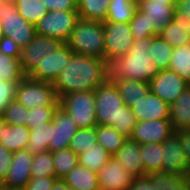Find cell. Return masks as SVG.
<instances>
[{
	"instance_id": "cell-1",
	"label": "cell",
	"mask_w": 190,
	"mask_h": 190,
	"mask_svg": "<svg viewBox=\"0 0 190 190\" xmlns=\"http://www.w3.org/2000/svg\"><path fill=\"white\" fill-rule=\"evenodd\" d=\"M109 78V64L101 58L73 53L55 82L59 99L66 94L95 91Z\"/></svg>"
},
{
	"instance_id": "cell-2",
	"label": "cell",
	"mask_w": 190,
	"mask_h": 190,
	"mask_svg": "<svg viewBox=\"0 0 190 190\" xmlns=\"http://www.w3.org/2000/svg\"><path fill=\"white\" fill-rule=\"evenodd\" d=\"M94 92L97 125L114 127L130 138L137 120L132 109L124 104L115 82L108 78Z\"/></svg>"
},
{
	"instance_id": "cell-3",
	"label": "cell",
	"mask_w": 190,
	"mask_h": 190,
	"mask_svg": "<svg viewBox=\"0 0 190 190\" xmlns=\"http://www.w3.org/2000/svg\"><path fill=\"white\" fill-rule=\"evenodd\" d=\"M152 37L133 41L128 53L109 64V78L135 79L149 83L159 69L149 57Z\"/></svg>"
},
{
	"instance_id": "cell-4",
	"label": "cell",
	"mask_w": 190,
	"mask_h": 190,
	"mask_svg": "<svg viewBox=\"0 0 190 190\" xmlns=\"http://www.w3.org/2000/svg\"><path fill=\"white\" fill-rule=\"evenodd\" d=\"M103 22L79 17L65 42L77 54L106 60Z\"/></svg>"
},
{
	"instance_id": "cell-5",
	"label": "cell",
	"mask_w": 190,
	"mask_h": 190,
	"mask_svg": "<svg viewBox=\"0 0 190 190\" xmlns=\"http://www.w3.org/2000/svg\"><path fill=\"white\" fill-rule=\"evenodd\" d=\"M0 26L4 36L11 38L22 48L36 36L35 25L19 14L14 0L0 1Z\"/></svg>"
},
{
	"instance_id": "cell-6",
	"label": "cell",
	"mask_w": 190,
	"mask_h": 190,
	"mask_svg": "<svg viewBox=\"0 0 190 190\" xmlns=\"http://www.w3.org/2000/svg\"><path fill=\"white\" fill-rule=\"evenodd\" d=\"M15 99L27 109L38 106H59V97L52 83L25 76L16 85Z\"/></svg>"
},
{
	"instance_id": "cell-7",
	"label": "cell",
	"mask_w": 190,
	"mask_h": 190,
	"mask_svg": "<svg viewBox=\"0 0 190 190\" xmlns=\"http://www.w3.org/2000/svg\"><path fill=\"white\" fill-rule=\"evenodd\" d=\"M59 107L71 117L78 128L97 126L94 91L74 92L63 95L60 98Z\"/></svg>"
},
{
	"instance_id": "cell-8",
	"label": "cell",
	"mask_w": 190,
	"mask_h": 190,
	"mask_svg": "<svg viewBox=\"0 0 190 190\" xmlns=\"http://www.w3.org/2000/svg\"><path fill=\"white\" fill-rule=\"evenodd\" d=\"M79 18L77 10L49 11L35 24L36 35L67 41Z\"/></svg>"
},
{
	"instance_id": "cell-9",
	"label": "cell",
	"mask_w": 190,
	"mask_h": 190,
	"mask_svg": "<svg viewBox=\"0 0 190 190\" xmlns=\"http://www.w3.org/2000/svg\"><path fill=\"white\" fill-rule=\"evenodd\" d=\"M106 61L108 64L128 53L133 36L129 23L103 22Z\"/></svg>"
},
{
	"instance_id": "cell-10",
	"label": "cell",
	"mask_w": 190,
	"mask_h": 190,
	"mask_svg": "<svg viewBox=\"0 0 190 190\" xmlns=\"http://www.w3.org/2000/svg\"><path fill=\"white\" fill-rule=\"evenodd\" d=\"M62 44L61 40L36 35L31 43L21 50L19 59L22 72L28 76L47 54L55 52Z\"/></svg>"
},
{
	"instance_id": "cell-11",
	"label": "cell",
	"mask_w": 190,
	"mask_h": 190,
	"mask_svg": "<svg viewBox=\"0 0 190 190\" xmlns=\"http://www.w3.org/2000/svg\"><path fill=\"white\" fill-rule=\"evenodd\" d=\"M189 85L177 73L168 69L159 70L149 81L150 92L169 105L173 104Z\"/></svg>"
},
{
	"instance_id": "cell-12",
	"label": "cell",
	"mask_w": 190,
	"mask_h": 190,
	"mask_svg": "<svg viewBox=\"0 0 190 190\" xmlns=\"http://www.w3.org/2000/svg\"><path fill=\"white\" fill-rule=\"evenodd\" d=\"M74 52L63 43L55 52L47 54L40 64L28 75L33 79L54 83L59 73L65 69Z\"/></svg>"
},
{
	"instance_id": "cell-13",
	"label": "cell",
	"mask_w": 190,
	"mask_h": 190,
	"mask_svg": "<svg viewBox=\"0 0 190 190\" xmlns=\"http://www.w3.org/2000/svg\"><path fill=\"white\" fill-rule=\"evenodd\" d=\"M100 190H127L135 179L113 156L97 171Z\"/></svg>"
},
{
	"instance_id": "cell-14",
	"label": "cell",
	"mask_w": 190,
	"mask_h": 190,
	"mask_svg": "<svg viewBox=\"0 0 190 190\" xmlns=\"http://www.w3.org/2000/svg\"><path fill=\"white\" fill-rule=\"evenodd\" d=\"M34 155L27 149L13 153L12 164L5 179L1 182L6 188L24 189L31 180Z\"/></svg>"
},
{
	"instance_id": "cell-15",
	"label": "cell",
	"mask_w": 190,
	"mask_h": 190,
	"mask_svg": "<svg viewBox=\"0 0 190 190\" xmlns=\"http://www.w3.org/2000/svg\"><path fill=\"white\" fill-rule=\"evenodd\" d=\"M174 134L170 120H147L137 122L129 139L139 143H163Z\"/></svg>"
},
{
	"instance_id": "cell-16",
	"label": "cell",
	"mask_w": 190,
	"mask_h": 190,
	"mask_svg": "<svg viewBox=\"0 0 190 190\" xmlns=\"http://www.w3.org/2000/svg\"><path fill=\"white\" fill-rule=\"evenodd\" d=\"M79 128L71 117L60 107L55 111L51 121V139L49 151L68 148L71 138Z\"/></svg>"
},
{
	"instance_id": "cell-17",
	"label": "cell",
	"mask_w": 190,
	"mask_h": 190,
	"mask_svg": "<svg viewBox=\"0 0 190 190\" xmlns=\"http://www.w3.org/2000/svg\"><path fill=\"white\" fill-rule=\"evenodd\" d=\"M162 171L179 176H187L190 166L187 163L183 147L174 133L163 143Z\"/></svg>"
},
{
	"instance_id": "cell-18",
	"label": "cell",
	"mask_w": 190,
	"mask_h": 190,
	"mask_svg": "<svg viewBox=\"0 0 190 190\" xmlns=\"http://www.w3.org/2000/svg\"><path fill=\"white\" fill-rule=\"evenodd\" d=\"M132 112L137 122L169 120V104L151 92L139 102L134 103Z\"/></svg>"
},
{
	"instance_id": "cell-19",
	"label": "cell",
	"mask_w": 190,
	"mask_h": 190,
	"mask_svg": "<svg viewBox=\"0 0 190 190\" xmlns=\"http://www.w3.org/2000/svg\"><path fill=\"white\" fill-rule=\"evenodd\" d=\"M176 4H164L155 0H141L138 9L151 21L156 24V35L173 20Z\"/></svg>"
},
{
	"instance_id": "cell-20",
	"label": "cell",
	"mask_w": 190,
	"mask_h": 190,
	"mask_svg": "<svg viewBox=\"0 0 190 190\" xmlns=\"http://www.w3.org/2000/svg\"><path fill=\"white\" fill-rule=\"evenodd\" d=\"M112 156L119 163H122L134 177L146 176L139 143L128 138Z\"/></svg>"
},
{
	"instance_id": "cell-21",
	"label": "cell",
	"mask_w": 190,
	"mask_h": 190,
	"mask_svg": "<svg viewBox=\"0 0 190 190\" xmlns=\"http://www.w3.org/2000/svg\"><path fill=\"white\" fill-rule=\"evenodd\" d=\"M118 86L120 96L124 104L131 109L134 103L139 102L150 93L149 83L141 80H125L122 78H110Z\"/></svg>"
},
{
	"instance_id": "cell-22",
	"label": "cell",
	"mask_w": 190,
	"mask_h": 190,
	"mask_svg": "<svg viewBox=\"0 0 190 190\" xmlns=\"http://www.w3.org/2000/svg\"><path fill=\"white\" fill-rule=\"evenodd\" d=\"M188 28L189 20L175 13L173 20L158 35L173 47H180L190 43Z\"/></svg>"
},
{
	"instance_id": "cell-23",
	"label": "cell",
	"mask_w": 190,
	"mask_h": 190,
	"mask_svg": "<svg viewBox=\"0 0 190 190\" xmlns=\"http://www.w3.org/2000/svg\"><path fill=\"white\" fill-rule=\"evenodd\" d=\"M30 129L24 125L4 124L1 130L0 144L14 153L26 149L29 142Z\"/></svg>"
},
{
	"instance_id": "cell-24",
	"label": "cell",
	"mask_w": 190,
	"mask_h": 190,
	"mask_svg": "<svg viewBox=\"0 0 190 190\" xmlns=\"http://www.w3.org/2000/svg\"><path fill=\"white\" fill-rule=\"evenodd\" d=\"M169 120L174 131L190 128V85L169 105Z\"/></svg>"
},
{
	"instance_id": "cell-25",
	"label": "cell",
	"mask_w": 190,
	"mask_h": 190,
	"mask_svg": "<svg viewBox=\"0 0 190 190\" xmlns=\"http://www.w3.org/2000/svg\"><path fill=\"white\" fill-rule=\"evenodd\" d=\"M62 180L75 190H100L97 172L77 165Z\"/></svg>"
},
{
	"instance_id": "cell-26",
	"label": "cell",
	"mask_w": 190,
	"mask_h": 190,
	"mask_svg": "<svg viewBox=\"0 0 190 190\" xmlns=\"http://www.w3.org/2000/svg\"><path fill=\"white\" fill-rule=\"evenodd\" d=\"M153 183L156 190H190L187 176H179L163 171L146 175Z\"/></svg>"
},
{
	"instance_id": "cell-27",
	"label": "cell",
	"mask_w": 190,
	"mask_h": 190,
	"mask_svg": "<svg viewBox=\"0 0 190 190\" xmlns=\"http://www.w3.org/2000/svg\"><path fill=\"white\" fill-rule=\"evenodd\" d=\"M51 139V121L33 125L29 132V142L26 149L33 155L40 154L49 150Z\"/></svg>"
},
{
	"instance_id": "cell-28",
	"label": "cell",
	"mask_w": 190,
	"mask_h": 190,
	"mask_svg": "<svg viewBox=\"0 0 190 190\" xmlns=\"http://www.w3.org/2000/svg\"><path fill=\"white\" fill-rule=\"evenodd\" d=\"M168 70L174 71L190 84V43L173 48Z\"/></svg>"
},
{
	"instance_id": "cell-29",
	"label": "cell",
	"mask_w": 190,
	"mask_h": 190,
	"mask_svg": "<svg viewBox=\"0 0 190 190\" xmlns=\"http://www.w3.org/2000/svg\"><path fill=\"white\" fill-rule=\"evenodd\" d=\"M137 8L132 0H110L105 21L129 23Z\"/></svg>"
},
{
	"instance_id": "cell-30",
	"label": "cell",
	"mask_w": 190,
	"mask_h": 190,
	"mask_svg": "<svg viewBox=\"0 0 190 190\" xmlns=\"http://www.w3.org/2000/svg\"><path fill=\"white\" fill-rule=\"evenodd\" d=\"M110 0H79L77 12L79 17L105 22Z\"/></svg>"
},
{
	"instance_id": "cell-31",
	"label": "cell",
	"mask_w": 190,
	"mask_h": 190,
	"mask_svg": "<svg viewBox=\"0 0 190 190\" xmlns=\"http://www.w3.org/2000/svg\"><path fill=\"white\" fill-rule=\"evenodd\" d=\"M140 153L146 175L162 171L163 146L162 143H146L140 145Z\"/></svg>"
},
{
	"instance_id": "cell-32",
	"label": "cell",
	"mask_w": 190,
	"mask_h": 190,
	"mask_svg": "<svg viewBox=\"0 0 190 190\" xmlns=\"http://www.w3.org/2000/svg\"><path fill=\"white\" fill-rule=\"evenodd\" d=\"M173 48L172 45L159 35L152 37L148 55L159 70L168 69Z\"/></svg>"
},
{
	"instance_id": "cell-33",
	"label": "cell",
	"mask_w": 190,
	"mask_h": 190,
	"mask_svg": "<svg viewBox=\"0 0 190 190\" xmlns=\"http://www.w3.org/2000/svg\"><path fill=\"white\" fill-rule=\"evenodd\" d=\"M112 155L99 143L95 147L86 149L78 156L79 165L97 172Z\"/></svg>"
},
{
	"instance_id": "cell-34",
	"label": "cell",
	"mask_w": 190,
	"mask_h": 190,
	"mask_svg": "<svg viewBox=\"0 0 190 190\" xmlns=\"http://www.w3.org/2000/svg\"><path fill=\"white\" fill-rule=\"evenodd\" d=\"M127 139L114 127L97 125V143L101 144L111 155L115 154Z\"/></svg>"
},
{
	"instance_id": "cell-35",
	"label": "cell",
	"mask_w": 190,
	"mask_h": 190,
	"mask_svg": "<svg viewBox=\"0 0 190 190\" xmlns=\"http://www.w3.org/2000/svg\"><path fill=\"white\" fill-rule=\"evenodd\" d=\"M14 2L19 14L33 25L49 12L42 0H14Z\"/></svg>"
},
{
	"instance_id": "cell-36",
	"label": "cell",
	"mask_w": 190,
	"mask_h": 190,
	"mask_svg": "<svg viewBox=\"0 0 190 190\" xmlns=\"http://www.w3.org/2000/svg\"><path fill=\"white\" fill-rule=\"evenodd\" d=\"M52 154L57 179H62L79 164L78 156L70 148L57 150Z\"/></svg>"
},
{
	"instance_id": "cell-37",
	"label": "cell",
	"mask_w": 190,
	"mask_h": 190,
	"mask_svg": "<svg viewBox=\"0 0 190 190\" xmlns=\"http://www.w3.org/2000/svg\"><path fill=\"white\" fill-rule=\"evenodd\" d=\"M97 143V126L90 128H79L71 138L68 148L77 156L85 152L86 149L95 147Z\"/></svg>"
},
{
	"instance_id": "cell-38",
	"label": "cell",
	"mask_w": 190,
	"mask_h": 190,
	"mask_svg": "<svg viewBox=\"0 0 190 190\" xmlns=\"http://www.w3.org/2000/svg\"><path fill=\"white\" fill-rule=\"evenodd\" d=\"M19 58L0 53V80L19 82L26 76L22 72Z\"/></svg>"
},
{
	"instance_id": "cell-39",
	"label": "cell",
	"mask_w": 190,
	"mask_h": 190,
	"mask_svg": "<svg viewBox=\"0 0 190 190\" xmlns=\"http://www.w3.org/2000/svg\"><path fill=\"white\" fill-rule=\"evenodd\" d=\"M133 40L156 36V24L145 16L138 8L129 22Z\"/></svg>"
},
{
	"instance_id": "cell-40",
	"label": "cell",
	"mask_w": 190,
	"mask_h": 190,
	"mask_svg": "<svg viewBox=\"0 0 190 190\" xmlns=\"http://www.w3.org/2000/svg\"><path fill=\"white\" fill-rule=\"evenodd\" d=\"M55 176L53 154L49 150L34 155L31 178Z\"/></svg>"
},
{
	"instance_id": "cell-41",
	"label": "cell",
	"mask_w": 190,
	"mask_h": 190,
	"mask_svg": "<svg viewBox=\"0 0 190 190\" xmlns=\"http://www.w3.org/2000/svg\"><path fill=\"white\" fill-rule=\"evenodd\" d=\"M27 111L28 109L15 99L5 107L1 116L6 124L27 126Z\"/></svg>"
},
{
	"instance_id": "cell-42",
	"label": "cell",
	"mask_w": 190,
	"mask_h": 190,
	"mask_svg": "<svg viewBox=\"0 0 190 190\" xmlns=\"http://www.w3.org/2000/svg\"><path fill=\"white\" fill-rule=\"evenodd\" d=\"M59 106H36L27 111V127L52 121L53 115Z\"/></svg>"
},
{
	"instance_id": "cell-43",
	"label": "cell",
	"mask_w": 190,
	"mask_h": 190,
	"mask_svg": "<svg viewBox=\"0 0 190 190\" xmlns=\"http://www.w3.org/2000/svg\"><path fill=\"white\" fill-rule=\"evenodd\" d=\"M17 83L0 80V116L4 112L5 107L12 100H15Z\"/></svg>"
},
{
	"instance_id": "cell-44",
	"label": "cell",
	"mask_w": 190,
	"mask_h": 190,
	"mask_svg": "<svg viewBox=\"0 0 190 190\" xmlns=\"http://www.w3.org/2000/svg\"><path fill=\"white\" fill-rule=\"evenodd\" d=\"M56 180L55 176L31 178L23 190H51Z\"/></svg>"
},
{
	"instance_id": "cell-45",
	"label": "cell",
	"mask_w": 190,
	"mask_h": 190,
	"mask_svg": "<svg viewBox=\"0 0 190 190\" xmlns=\"http://www.w3.org/2000/svg\"><path fill=\"white\" fill-rule=\"evenodd\" d=\"M48 11H72L77 10L74 0H42Z\"/></svg>"
},
{
	"instance_id": "cell-46",
	"label": "cell",
	"mask_w": 190,
	"mask_h": 190,
	"mask_svg": "<svg viewBox=\"0 0 190 190\" xmlns=\"http://www.w3.org/2000/svg\"><path fill=\"white\" fill-rule=\"evenodd\" d=\"M22 47L16 44L11 38L4 36L0 41V53L11 56L20 57Z\"/></svg>"
},
{
	"instance_id": "cell-47",
	"label": "cell",
	"mask_w": 190,
	"mask_h": 190,
	"mask_svg": "<svg viewBox=\"0 0 190 190\" xmlns=\"http://www.w3.org/2000/svg\"><path fill=\"white\" fill-rule=\"evenodd\" d=\"M13 153L0 144V182H2L12 164Z\"/></svg>"
},
{
	"instance_id": "cell-48",
	"label": "cell",
	"mask_w": 190,
	"mask_h": 190,
	"mask_svg": "<svg viewBox=\"0 0 190 190\" xmlns=\"http://www.w3.org/2000/svg\"><path fill=\"white\" fill-rule=\"evenodd\" d=\"M177 137L180 140V143L183 147L187 163L190 166V129H181L174 131Z\"/></svg>"
},
{
	"instance_id": "cell-49",
	"label": "cell",
	"mask_w": 190,
	"mask_h": 190,
	"mask_svg": "<svg viewBox=\"0 0 190 190\" xmlns=\"http://www.w3.org/2000/svg\"><path fill=\"white\" fill-rule=\"evenodd\" d=\"M127 190H156L152 181L147 177H135Z\"/></svg>"
},
{
	"instance_id": "cell-50",
	"label": "cell",
	"mask_w": 190,
	"mask_h": 190,
	"mask_svg": "<svg viewBox=\"0 0 190 190\" xmlns=\"http://www.w3.org/2000/svg\"><path fill=\"white\" fill-rule=\"evenodd\" d=\"M175 12L177 15L190 20V0H176Z\"/></svg>"
},
{
	"instance_id": "cell-51",
	"label": "cell",
	"mask_w": 190,
	"mask_h": 190,
	"mask_svg": "<svg viewBox=\"0 0 190 190\" xmlns=\"http://www.w3.org/2000/svg\"><path fill=\"white\" fill-rule=\"evenodd\" d=\"M51 190H75L70 188L62 179H57Z\"/></svg>"
},
{
	"instance_id": "cell-52",
	"label": "cell",
	"mask_w": 190,
	"mask_h": 190,
	"mask_svg": "<svg viewBox=\"0 0 190 190\" xmlns=\"http://www.w3.org/2000/svg\"><path fill=\"white\" fill-rule=\"evenodd\" d=\"M156 2H164V4H176V0H155Z\"/></svg>"
},
{
	"instance_id": "cell-53",
	"label": "cell",
	"mask_w": 190,
	"mask_h": 190,
	"mask_svg": "<svg viewBox=\"0 0 190 190\" xmlns=\"http://www.w3.org/2000/svg\"><path fill=\"white\" fill-rule=\"evenodd\" d=\"M4 124H5V121L3 120L2 116H0V133H1V130H2V127ZM0 138H1V136H0Z\"/></svg>"
},
{
	"instance_id": "cell-54",
	"label": "cell",
	"mask_w": 190,
	"mask_h": 190,
	"mask_svg": "<svg viewBox=\"0 0 190 190\" xmlns=\"http://www.w3.org/2000/svg\"><path fill=\"white\" fill-rule=\"evenodd\" d=\"M0 190H23V189L6 188V187H4V186H1Z\"/></svg>"
},
{
	"instance_id": "cell-55",
	"label": "cell",
	"mask_w": 190,
	"mask_h": 190,
	"mask_svg": "<svg viewBox=\"0 0 190 190\" xmlns=\"http://www.w3.org/2000/svg\"><path fill=\"white\" fill-rule=\"evenodd\" d=\"M3 37H4L3 30H2V28L0 26V41L2 40Z\"/></svg>"
},
{
	"instance_id": "cell-56",
	"label": "cell",
	"mask_w": 190,
	"mask_h": 190,
	"mask_svg": "<svg viewBox=\"0 0 190 190\" xmlns=\"http://www.w3.org/2000/svg\"><path fill=\"white\" fill-rule=\"evenodd\" d=\"M187 178H188L189 183H190V171H189L188 174H187Z\"/></svg>"
},
{
	"instance_id": "cell-57",
	"label": "cell",
	"mask_w": 190,
	"mask_h": 190,
	"mask_svg": "<svg viewBox=\"0 0 190 190\" xmlns=\"http://www.w3.org/2000/svg\"><path fill=\"white\" fill-rule=\"evenodd\" d=\"M188 31H189V39H190V20H189V28H188Z\"/></svg>"
},
{
	"instance_id": "cell-58",
	"label": "cell",
	"mask_w": 190,
	"mask_h": 190,
	"mask_svg": "<svg viewBox=\"0 0 190 190\" xmlns=\"http://www.w3.org/2000/svg\"><path fill=\"white\" fill-rule=\"evenodd\" d=\"M134 1L136 4H138L141 0H132Z\"/></svg>"
}]
</instances>
